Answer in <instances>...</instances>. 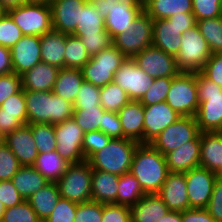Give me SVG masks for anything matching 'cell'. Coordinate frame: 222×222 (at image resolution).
<instances>
[{
  "instance_id": "23",
  "label": "cell",
  "mask_w": 222,
  "mask_h": 222,
  "mask_svg": "<svg viewBox=\"0 0 222 222\" xmlns=\"http://www.w3.org/2000/svg\"><path fill=\"white\" fill-rule=\"evenodd\" d=\"M123 138L144 143V106L139 101H130L118 112Z\"/></svg>"
},
{
  "instance_id": "49",
  "label": "cell",
  "mask_w": 222,
  "mask_h": 222,
  "mask_svg": "<svg viewBox=\"0 0 222 222\" xmlns=\"http://www.w3.org/2000/svg\"><path fill=\"white\" fill-rule=\"evenodd\" d=\"M20 167L18 159L10 148L6 144L0 146V181L11 180Z\"/></svg>"
},
{
  "instance_id": "39",
  "label": "cell",
  "mask_w": 222,
  "mask_h": 222,
  "mask_svg": "<svg viewBox=\"0 0 222 222\" xmlns=\"http://www.w3.org/2000/svg\"><path fill=\"white\" fill-rule=\"evenodd\" d=\"M90 55L80 38L66 34V50L64 54V68L81 69L90 60Z\"/></svg>"
},
{
  "instance_id": "67",
  "label": "cell",
  "mask_w": 222,
  "mask_h": 222,
  "mask_svg": "<svg viewBox=\"0 0 222 222\" xmlns=\"http://www.w3.org/2000/svg\"><path fill=\"white\" fill-rule=\"evenodd\" d=\"M6 136L0 131V146L5 144Z\"/></svg>"
},
{
  "instance_id": "71",
  "label": "cell",
  "mask_w": 222,
  "mask_h": 222,
  "mask_svg": "<svg viewBox=\"0 0 222 222\" xmlns=\"http://www.w3.org/2000/svg\"><path fill=\"white\" fill-rule=\"evenodd\" d=\"M217 176L222 178V170L217 174Z\"/></svg>"
},
{
  "instance_id": "16",
  "label": "cell",
  "mask_w": 222,
  "mask_h": 222,
  "mask_svg": "<svg viewBox=\"0 0 222 222\" xmlns=\"http://www.w3.org/2000/svg\"><path fill=\"white\" fill-rule=\"evenodd\" d=\"M154 78L141 70L131 58H127L115 72L113 82L123 89L131 101H140Z\"/></svg>"
},
{
  "instance_id": "50",
  "label": "cell",
  "mask_w": 222,
  "mask_h": 222,
  "mask_svg": "<svg viewBox=\"0 0 222 222\" xmlns=\"http://www.w3.org/2000/svg\"><path fill=\"white\" fill-rule=\"evenodd\" d=\"M78 203L60 198L44 222H74Z\"/></svg>"
},
{
  "instance_id": "26",
  "label": "cell",
  "mask_w": 222,
  "mask_h": 222,
  "mask_svg": "<svg viewBox=\"0 0 222 222\" xmlns=\"http://www.w3.org/2000/svg\"><path fill=\"white\" fill-rule=\"evenodd\" d=\"M118 184V175L92 169V201H97L101 204H117Z\"/></svg>"
},
{
  "instance_id": "35",
  "label": "cell",
  "mask_w": 222,
  "mask_h": 222,
  "mask_svg": "<svg viewBox=\"0 0 222 222\" xmlns=\"http://www.w3.org/2000/svg\"><path fill=\"white\" fill-rule=\"evenodd\" d=\"M67 163L57 151L39 153L33 167L38 170L48 181L56 182L66 171Z\"/></svg>"
},
{
  "instance_id": "33",
  "label": "cell",
  "mask_w": 222,
  "mask_h": 222,
  "mask_svg": "<svg viewBox=\"0 0 222 222\" xmlns=\"http://www.w3.org/2000/svg\"><path fill=\"white\" fill-rule=\"evenodd\" d=\"M192 0H150L143 10L153 19H168L177 13H192Z\"/></svg>"
},
{
  "instance_id": "3",
  "label": "cell",
  "mask_w": 222,
  "mask_h": 222,
  "mask_svg": "<svg viewBox=\"0 0 222 222\" xmlns=\"http://www.w3.org/2000/svg\"><path fill=\"white\" fill-rule=\"evenodd\" d=\"M199 108L195 115L201 133L222 131V86L196 72Z\"/></svg>"
},
{
  "instance_id": "25",
  "label": "cell",
  "mask_w": 222,
  "mask_h": 222,
  "mask_svg": "<svg viewBox=\"0 0 222 222\" xmlns=\"http://www.w3.org/2000/svg\"><path fill=\"white\" fill-rule=\"evenodd\" d=\"M199 166L216 174L222 170V131L201 133Z\"/></svg>"
},
{
  "instance_id": "51",
  "label": "cell",
  "mask_w": 222,
  "mask_h": 222,
  "mask_svg": "<svg viewBox=\"0 0 222 222\" xmlns=\"http://www.w3.org/2000/svg\"><path fill=\"white\" fill-rule=\"evenodd\" d=\"M103 204L97 201L83 202L77 205L74 222H102Z\"/></svg>"
},
{
  "instance_id": "65",
  "label": "cell",
  "mask_w": 222,
  "mask_h": 222,
  "mask_svg": "<svg viewBox=\"0 0 222 222\" xmlns=\"http://www.w3.org/2000/svg\"><path fill=\"white\" fill-rule=\"evenodd\" d=\"M114 2L126 4L130 7H143L137 0H114Z\"/></svg>"
},
{
  "instance_id": "59",
  "label": "cell",
  "mask_w": 222,
  "mask_h": 222,
  "mask_svg": "<svg viewBox=\"0 0 222 222\" xmlns=\"http://www.w3.org/2000/svg\"><path fill=\"white\" fill-rule=\"evenodd\" d=\"M168 20L182 34L196 26V19L193 13H177L169 17Z\"/></svg>"
},
{
  "instance_id": "20",
  "label": "cell",
  "mask_w": 222,
  "mask_h": 222,
  "mask_svg": "<svg viewBox=\"0 0 222 222\" xmlns=\"http://www.w3.org/2000/svg\"><path fill=\"white\" fill-rule=\"evenodd\" d=\"M157 195L170 211L183 212L189 209L185 173L169 172Z\"/></svg>"
},
{
  "instance_id": "44",
  "label": "cell",
  "mask_w": 222,
  "mask_h": 222,
  "mask_svg": "<svg viewBox=\"0 0 222 222\" xmlns=\"http://www.w3.org/2000/svg\"><path fill=\"white\" fill-rule=\"evenodd\" d=\"M2 222H42L32 209L30 203L24 200L22 203L5 209Z\"/></svg>"
},
{
  "instance_id": "30",
  "label": "cell",
  "mask_w": 222,
  "mask_h": 222,
  "mask_svg": "<svg viewBox=\"0 0 222 222\" xmlns=\"http://www.w3.org/2000/svg\"><path fill=\"white\" fill-rule=\"evenodd\" d=\"M11 181L24 200L50 182L33 166H21Z\"/></svg>"
},
{
  "instance_id": "46",
  "label": "cell",
  "mask_w": 222,
  "mask_h": 222,
  "mask_svg": "<svg viewBox=\"0 0 222 222\" xmlns=\"http://www.w3.org/2000/svg\"><path fill=\"white\" fill-rule=\"evenodd\" d=\"M112 138L100 130L84 133L82 152L85 160H89L97 151L102 150Z\"/></svg>"
},
{
  "instance_id": "6",
  "label": "cell",
  "mask_w": 222,
  "mask_h": 222,
  "mask_svg": "<svg viewBox=\"0 0 222 222\" xmlns=\"http://www.w3.org/2000/svg\"><path fill=\"white\" fill-rule=\"evenodd\" d=\"M91 179L92 167L87 160L69 164L64 174L56 181L61 198L78 204L91 201Z\"/></svg>"
},
{
  "instance_id": "56",
  "label": "cell",
  "mask_w": 222,
  "mask_h": 222,
  "mask_svg": "<svg viewBox=\"0 0 222 222\" xmlns=\"http://www.w3.org/2000/svg\"><path fill=\"white\" fill-rule=\"evenodd\" d=\"M24 199L18 193L11 180L0 181V202L5 209L22 203Z\"/></svg>"
},
{
  "instance_id": "14",
  "label": "cell",
  "mask_w": 222,
  "mask_h": 222,
  "mask_svg": "<svg viewBox=\"0 0 222 222\" xmlns=\"http://www.w3.org/2000/svg\"><path fill=\"white\" fill-rule=\"evenodd\" d=\"M132 59L141 70L152 78H174L181 72L174 56L154 46L145 48Z\"/></svg>"
},
{
  "instance_id": "28",
  "label": "cell",
  "mask_w": 222,
  "mask_h": 222,
  "mask_svg": "<svg viewBox=\"0 0 222 222\" xmlns=\"http://www.w3.org/2000/svg\"><path fill=\"white\" fill-rule=\"evenodd\" d=\"M182 41V33L168 19L153 20L152 46L176 57Z\"/></svg>"
},
{
  "instance_id": "40",
  "label": "cell",
  "mask_w": 222,
  "mask_h": 222,
  "mask_svg": "<svg viewBox=\"0 0 222 222\" xmlns=\"http://www.w3.org/2000/svg\"><path fill=\"white\" fill-rule=\"evenodd\" d=\"M105 110L101 106L74 108L73 119L84 133L102 131V120Z\"/></svg>"
},
{
  "instance_id": "4",
  "label": "cell",
  "mask_w": 222,
  "mask_h": 222,
  "mask_svg": "<svg viewBox=\"0 0 222 222\" xmlns=\"http://www.w3.org/2000/svg\"><path fill=\"white\" fill-rule=\"evenodd\" d=\"M140 143L127 139L116 138L89 160L92 169L101 170L118 176L130 172L131 163L137 146Z\"/></svg>"
},
{
  "instance_id": "42",
  "label": "cell",
  "mask_w": 222,
  "mask_h": 222,
  "mask_svg": "<svg viewBox=\"0 0 222 222\" xmlns=\"http://www.w3.org/2000/svg\"><path fill=\"white\" fill-rule=\"evenodd\" d=\"M173 78H154L151 86L139 101L143 106L164 102L167 98Z\"/></svg>"
},
{
  "instance_id": "66",
  "label": "cell",
  "mask_w": 222,
  "mask_h": 222,
  "mask_svg": "<svg viewBox=\"0 0 222 222\" xmlns=\"http://www.w3.org/2000/svg\"><path fill=\"white\" fill-rule=\"evenodd\" d=\"M4 212H5V207L3 206L2 202H0V222H2Z\"/></svg>"
},
{
  "instance_id": "62",
  "label": "cell",
  "mask_w": 222,
  "mask_h": 222,
  "mask_svg": "<svg viewBox=\"0 0 222 222\" xmlns=\"http://www.w3.org/2000/svg\"><path fill=\"white\" fill-rule=\"evenodd\" d=\"M10 73H13L10 49L0 45V76Z\"/></svg>"
},
{
  "instance_id": "15",
  "label": "cell",
  "mask_w": 222,
  "mask_h": 222,
  "mask_svg": "<svg viewBox=\"0 0 222 222\" xmlns=\"http://www.w3.org/2000/svg\"><path fill=\"white\" fill-rule=\"evenodd\" d=\"M184 173L189 198V209L207 208L215 181L218 177L217 174L200 166Z\"/></svg>"
},
{
  "instance_id": "55",
  "label": "cell",
  "mask_w": 222,
  "mask_h": 222,
  "mask_svg": "<svg viewBox=\"0 0 222 222\" xmlns=\"http://www.w3.org/2000/svg\"><path fill=\"white\" fill-rule=\"evenodd\" d=\"M200 73L208 80L222 86V52L212 54Z\"/></svg>"
},
{
  "instance_id": "68",
  "label": "cell",
  "mask_w": 222,
  "mask_h": 222,
  "mask_svg": "<svg viewBox=\"0 0 222 222\" xmlns=\"http://www.w3.org/2000/svg\"><path fill=\"white\" fill-rule=\"evenodd\" d=\"M7 13V11L5 10V8L0 4V18Z\"/></svg>"
},
{
  "instance_id": "19",
  "label": "cell",
  "mask_w": 222,
  "mask_h": 222,
  "mask_svg": "<svg viewBox=\"0 0 222 222\" xmlns=\"http://www.w3.org/2000/svg\"><path fill=\"white\" fill-rule=\"evenodd\" d=\"M181 116L166 101L144 106V143L153 141Z\"/></svg>"
},
{
  "instance_id": "36",
  "label": "cell",
  "mask_w": 222,
  "mask_h": 222,
  "mask_svg": "<svg viewBox=\"0 0 222 222\" xmlns=\"http://www.w3.org/2000/svg\"><path fill=\"white\" fill-rule=\"evenodd\" d=\"M144 195H146V193L134 175L129 172L119 176L117 204L131 207Z\"/></svg>"
},
{
  "instance_id": "31",
  "label": "cell",
  "mask_w": 222,
  "mask_h": 222,
  "mask_svg": "<svg viewBox=\"0 0 222 222\" xmlns=\"http://www.w3.org/2000/svg\"><path fill=\"white\" fill-rule=\"evenodd\" d=\"M84 81L83 73L78 68H61L52 92L74 104L78 91Z\"/></svg>"
},
{
  "instance_id": "61",
  "label": "cell",
  "mask_w": 222,
  "mask_h": 222,
  "mask_svg": "<svg viewBox=\"0 0 222 222\" xmlns=\"http://www.w3.org/2000/svg\"><path fill=\"white\" fill-rule=\"evenodd\" d=\"M24 124L15 115L0 114V131L6 136Z\"/></svg>"
},
{
  "instance_id": "47",
  "label": "cell",
  "mask_w": 222,
  "mask_h": 222,
  "mask_svg": "<svg viewBox=\"0 0 222 222\" xmlns=\"http://www.w3.org/2000/svg\"><path fill=\"white\" fill-rule=\"evenodd\" d=\"M74 108H89L100 105V87L83 81L77 97L74 101Z\"/></svg>"
},
{
  "instance_id": "13",
  "label": "cell",
  "mask_w": 222,
  "mask_h": 222,
  "mask_svg": "<svg viewBox=\"0 0 222 222\" xmlns=\"http://www.w3.org/2000/svg\"><path fill=\"white\" fill-rule=\"evenodd\" d=\"M97 12L105 20V29L112 39L126 32L133 20L143 10V7H130L126 4L115 3L114 0H91Z\"/></svg>"
},
{
  "instance_id": "10",
  "label": "cell",
  "mask_w": 222,
  "mask_h": 222,
  "mask_svg": "<svg viewBox=\"0 0 222 222\" xmlns=\"http://www.w3.org/2000/svg\"><path fill=\"white\" fill-rule=\"evenodd\" d=\"M212 53L197 26L182 34L179 52L175 59L181 72H200Z\"/></svg>"
},
{
  "instance_id": "45",
  "label": "cell",
  "mask_w": 222,
  "mask_h": 222,
  "mask_svg": "<svg viewBox=\"0 0 222 222\" xmlns=\"http://www.w3.org/2000/svg\"><path fill=\"white\" fill-rule=\"evenodd\" d=\"M24 35L8 13L0 18V45L11 49Z\"/></svg>"
},
{
  "instance_id": "48",
  "label": "cell",
  "mask_w": 222,
  "mask_h": 222,
  "mask_svg": "<svg viewBox=\"0 0 222 222\" xmlns=\"http://www.w3.org/2000/svg\"><path fill=\"white\" fill-rule=\"evenodd\" d=\"M196 21L222 16V0H192Z\"/></svg>"
},
{
  "instance_id": "17",
  "label": "cell",
  "mask_w": 222,
  "mask_h": 222,
  "mask_svg": "<svg viewBox=\"0 0 222 222\" xmlns=\"http://www.w3.org/2000/svg\"><path fill=\"white\" fill-rule=\"evenodd\" d=\"M13 73L22 75L41 62L40 36H23L10 49Z\"/></svg>"
},
{
  "instance_id": "69",
  "label": "cell",
  "mask_w": 222,
  "mask_h": 222,
  "mask_svg": "<svg viewBox=\"0 0 222 222\" xmlns=\"http://www.w3.org/2000/svg\"><path fill=\"white\" fill-rule=\"evenodd\" d=\"M142 6H145L150 0H137Z\"/></svg>"
},
{
  "instance_id": "18",
  "label": "cell",
  "mask_w": 222,
  "mask_h": 222,
  "mask_svg": "<svg viewBox=\"0 0 222 222\" xmlns=\"http://www.w3.org/2000/svg\"><path fill=\"white\" fill-rule=\"evenodd\" d=\"M89 0H50L53 30L71 35L79 23L80 12Z\"/></svg>"
},
{
  "instance_id": "22",
  "label": "cell",
  "mask_w": 222,
  "mask_h": 222,
  "mask_svg": "<svg viewBox=\"0 0 222 222\" xmlns=\"http://www.w3.org/2000/svg\"><path fill=\"white\" fill-rule=\"evenodd\" d=\"M201 134L165 155L169 172L184 173L199 167Z\"/></svg>"
},
{
  "instance_id": "43",
  "label": "cell",
  "mask_w": 222,
  "mask_h": 222,
  "mask_svg": "<svg viewBox=\"0 0 222 222\" xmlns=\"http://www.w3.org/2000/svg\"><path fill=\"white\" fill-rule=\"evenodd\" d=\"M0 114L15 115L24 125L28 124V115L24 90L10 96L0 106Z\"/></svg>"
},
{
  "instance_id": "63",
  "label": "cell",
  "mask_w": 222,
  "mask_h": 222,
  "mask_svg": "<svg viewBox=\"0 0 222 222\" xmlns=\"http://www.w3.org/2000/svg\"><path fill=\"white\" fill-rule=\"evenodd\" d=\"M158 222H182V212L170 211L167 215L162 217Z\"/></svg>"
},
{
  "instance_id": "53",
  "label": "cell",
  "mask_w": 222,
  "mask_h": 222,
  "mask_svg": "<svg viewBox=\"0 0 222 222\" xmlns=\"http://www.w3.org/2000/svg\"><path fill=\"white\" fill-rule=\"evenodd\" d=\"M102 222H132L131 209L120 204H103Z\"/></svg>"
},
{
  "instance_id": "60",
  "label": "cell",
  "mask_w": 222,
  "mask_h": 222,
  "mask_svg": "<svg viewBox=\"0 0 222 222\" xmlns=\"http://www.w3.org/2000/svg\"><path fill=\"white\" fill-rule=\"evenodd\" d=\"M182 222H216L206 208H190L182 212Z\"/></svg>"
},
{
  "instance_id": "5",
  "label": "cell",
  "mask_w": 222,
  "mask_h": 222,
  "mask_svg": "<svg viewBox=\"0 0 222 222\" xmlns=\"http://www.w3.org/2000/svg\"><path fill=\"white\" fill-rule=\"evenodd\" d=\"M25 36H42L53 30L52 11L49 2L29 1L7 10Z\"/></svg>"
},
{
  "instance_id": "64",
  "label": "cell",
  "mask_w": 222,
  "mask_h": 222,
  "mask_svg": "<svg viewBox=\"0 0 222 222\" xmlns=\"http://www.w3.org/2000/svg\"><path fill=\"white\" fill-rule=\"evenodd\" d=\"M29 0H0V4L7 11L10 8L21 6L25 3H28Z\"/></svg>"
},
{
  "instance_id": "7",
  "label": "cell",
  "mask_w": 222,
  "mask_h": 222,
  "mask_svg": "<svg viewBox=\"0 0 222 222\" xmlns=\"http://www.w3.org/2000/svg\"><path fill=\"white\" fill-rule=\"evenodd\" d=\"M167 104L180 116H194L199 108L195 72H180L171 82Z\"/></svg>"
},
{
  "instance_id": "58",
  "label": "cell",
  "mask_w": 222,
  "mask_h": 222,
  "mask_svg": "<svg viewBox=\"0 0 222 222\" xmlns=\"http://www.w3.org/2000/svg\"><path fill=\"white\" fill-rule=\"evenodd\" d=\"M216 222H222V178L217 177L206 208Z\"/></svg>"
},
{
  "instance_id": "12",
  "label": "cell",
  "mask_w": 222,
  "mask_h": 222,
  "mask_svg": "<svg viewBox=\"0 0 222 222\" xmlns=\"http://www.w3.org/2000/svg\"><path fill=\"white\" fill-rule=\"evenodd\" d=\"M57 154L69 164H77L85 160L82 152L83 130L72 118L54 125Z\"/></svg>"
},
{
  "instance_id": "57",
  "label": "cell",
  "mask_w": 222,
  "mask_h": 222,
  "mask_svg": "<svg viewBox=\"0 0 222 222\" xmlns=\"http://www.w3.org/2000/svg\"><path fill=\"white\" fill-rule=\"evenodd\" d=\"M102 120V132L112 139L123 138V130L117 112L105 111Z\"/></svg>"
},
{
  "instance_id": "54",
  "label": "cell",
  "mask_w": 222,
  "mask_h": 222,
  "mask_svg": "<svg viewBox=\"0 0 222 222\" xmlns=\"http://www.w3.org/2000/svg\"><path fill=\"white\" fill-rule=\"evenodd\" d=\"M21 76L16 73L0 76V106L10 96L22 90Z\"/></svg>"
},
{
  "instance_id": "21",
  "label": "cell",
  "mask_w": 222,
  "mask_h": 222,
  "mask_svg": "<svg viewBox=\"0 0 222 222\" xmlns=\"http://www.w3.org/2000/svg\"><path fill=\"white\" fill-rule=\"evenodd\" d=\"M5 144L16 156L21 166L34 165L39 152L28 124L7 134Z\"/></svg>"
},
{
  "instance_id": "37",
  "label": "cell",
  "mask_w": 222,
  "mask_h": 222,
  "mask_svg": "<svg viewBox=\"0 0 222 222\" xmlns=\"http://www.w3.org/2000/svg\"><path fill=\"white\" fill-rule=\"evenodd\" d=\"M200 34L206 39L212 54L222 52V16L196 21Z\"/></svg>"
},
{
  "instance_id": "70",
  "label": "cell",
  "mask_w": 222,
  "mask_h": 222,
  "mask_svg": "<svg viewBox=\"0 0 222 222\" xmlns=\"http://www.w3.org/2000/svg\"><path fill=\"white\" fill-rule=\"evenodd\" d=\"M29 1H35V2H49L50 0H29Z\"/></svg>"
},
{
  "instance_id": "32",
  "label": "cell",
  "mask_w": 222,
  "mask_h": 222,
  "mask_svg": "<svg viewBox=\"0 0 222 222\" xmlns=\"http://www.w3.org/2000/svg\"><path fill=\"white\" fill-rule=\"evenodd\" d=\"M60 198L61 196L57 183L49 182L34 193L27 201L30 203L39 219L44 222L55 209V205Z\"/></svg>"
},
{
  "instance_id": "8",
  "label": "cell",
  "mask_w": 222,
  "mask_h": 222,
  "mask_svg": "<svg viewBox=\"0 0 222 222\" xmlns=\"http://www.w3.org/2000/svg\"><path fill=\"white\" fill-rule=\"evenodd\" d=\"M113 46L119 49L127 58H133L145 48L152 46L153 19L142 10L133 20L132 26L116 35Z\"/></svg>"
},
{
  "instance_id": "1",
  "label": "cell",
  "mask_w": 222,
  "mask_h": 222,
  "mask_svg": "<svg viewBox=\"0 0 222 222\" xmlns=\"http://www.w3.org/2000/svg\"><path fill=\"white\" fill-rule=\"evenodd\" d=\"M146 194H157L169 173L166 157L150 143H140L130 167Z\"/></svg>"
},
{
  "instance_id": "9",
  "label": "cell",
  "mask_w": 222,
  "mask_h": 222,
  "mask_svg": "<svg viewBox=\"0 0 222 222\" xmlns=\"http://www.w3.org/2000/svg\"><path fill=\"white\" fill-rule=\"evenodd\" d=\"M127 57L113 45L90 57L81 70L84 81L102 87L113 82L115 72Z\"/></svg>"
},
{
  "instance_id": "52",
  "label": "cell",
  "mask_w": 222,
  "mask_h": 222,
  "mask_svg": "<svg viewBox=\"0 0 222 222\" xmlns=\"http://www.w3.org/2000/svg\"><path fill=\"white\" fill-rule=\"evenodd\" d=\"M80 38L86 48L87 53L92 57L101 50L113 45L112 37L109 33H98V35L76 36Z\"/></svg>"
},
{
  "instance_id": "11",
  "label": "cell",
  "mask_w": 222,
  "mask_h": 222,
  "mask_svg": "<svg viewBox=\"0 0 222 222\" xmlns=\"http://www.w3.org/2000/svg\"><path fill=\"white\" fill-rule=\"evenodd\" d=\"M200 134L201 131L194 116H181L164 129L150 144L165 156L184 143L196 139Z\"/></svg>"
},
{
  "instance_id": "38",
  "label": "cell",
  "mask_w": 222,
  "mask_h": 222,
  "mask_svg": "<svg viewBox=\"0 0 222 222\" xmlns=\"http://www.w3.org/2000/svg\"><path fill=\"white\" fill-rule=\"evenodd\" d=\"M130 101L128 94L114 82L100 87V105L105 111L118 112Z\"/></svg>"
},
{
  "instance_id": "27",
  "label": "cell",
  "mask_w": 222,
  "mask_h": 222,
  "mask_svg": "<svg viewBox=\"0 0 222 222\" xmlns=\"http://www.w3.org/2000/svg\"><path fill=\"white\" fill-rule=\"evenodd\" d=\"M130 209L132 222H158L170 212L157 194L144 195Z\"/></svg>"
},
{
  "instance_id": "29",
  "label": "cell",
  "mask_w": 222,
  "mask_h": 222,
  "mask_svg": "<svg viewBox=\"0 0 222 222\" xmlns=\"http://www.w3.org/2000/svg\"><path fill=\"white\" fill-rule=\"evenodd\" d=\"M41 61L59 69L64 68L66 33L55 30L40 36Z\"/></svg>"
},
{
  "instance_id": "41",
  "label": "cell",
  "mask_w": 222,
  "mask_h": 222,
  "mask_svg": "<svg viewBox=\"0 0 222 222\" xmlns=\"http://www.w3.org/2000/svg\"><path fill=\"white\" fill-rule=\"evenodd\" d=\"M31 127L33 138L39 153H48L56 150L54 125L49 123L28 124Z\"/></svg>"
},
{
  "instance_id": "24",
  "label": "cell",
  "mask_w": 222,
  "mask_h": 222,
  "mask_svg": "<svg viewBox=\"0 0 222 222\" xmlns=\"http://www.w3.org/2000/svg\"><path fill=\"white\" fill-rule=\"evenodd\" d=\"M59 68L45 62H39L32 69L21 75L24 91H52Z\"/></svg>"
},
{
  "instance_id": "2",
  "label": "cell",
  "mask_w": 222,
  "mask_h": 222,
  "mask_svg": "<svg viewBox=\"0 0 222 222\" xmlns=\"http://www.w3.org/2000/svg\"><path fill=\"white\" fill-rule=\"evenodd\" d=\"M28 124L62 123L72 118L74 105L52 91H24Z\"/></svg>"
},
{
  "instance_id": "34",
  "label": "cell",
  "mask_w": 222,
  "mask_h": 222,
  "mask_svg": "<svg viewBox=\"0 0 222 222\" xmlns=\"http://www.w3.org/2000/svg\"><path fill=\"white\" fill-rule=\"evenodd\" d=\"M98 33H108L105 29V20L97 12L93 3L88 1L80 12L79 23H77L76 30L71 35L87 36L98 35Z\"/></svg>"
}]
</instances>
